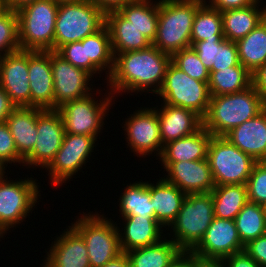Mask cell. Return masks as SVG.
Here are the masks:
<instances>
[{"mask_svg":"<svg viewBox=\"0 0 266 267\" xmlns=\"http://www.w3.org/2000/svg\"><path fill=\"white\" fill-rule=\"evenodd\" d=\"M170 63L171 56L154 45L119 53L114 57V68L105 87L115 99L123 94L141 96L144 92L155 97L162 87Z\"/></svg>","mask_w":266,"mask_h":267,"instance_id":"cell-1","label":"cell"},{"mask_svg":"<svg viewBox=\"0 0 266 267\" xmlns=\"http://www.w3.org/2000/svg\"><path fill=\"white\" fill-rule=\"evenodd\" d=\"M265 108L260 94L252 85L237 93L211 96L207 114L203 118V127L213 136H224Z\"/></svg>","mask_w":266,"mask_h":267,"instance_id":"cell-2","label":"cell"},{"mask_svg":"<svg viewBox=\"0 0 266 267\" xmlns=\"http://www.w3.org/2000/svg\"><path fill=\"white\" fill-rule=\"evenodd\" d=\"M200 4L182 0H158L157 34L152 45L171 57L191 47V31Z\"/></svg>","mask_w":266,"mask_h":267,"instance_id":"cell-3","label":"cell"},{"mask_svg":"<svg viewBox=\"0 0 266 267\" xmlns=\"http://www.w3.org/2000/svg\"><path fill=\"white\" fill-rule=\"evenodd\" d=\"M10 172L11 169L0 180V241L12 228L15 227V230L18 225L23 224L27 216L29 220L30 212L32 215V211L37 209L36 204L39 205L41 201L40 192H43L40 190L41 184L37 183L38 179L34 176L29 178L27 175L23 179L21 177L14 180L10 176L8 178Z\"/></svg>","mask_w":266,"mask_h":267,"instance_id":"cell-4","label":"cell"},{"mask_svg":"<svg viewBox=\"0 0 266 267\" xmlns=\"http://www.w3.org/2000/svg\"><path fill=\"white\" fill-rule=\"evenodd\" d=\"M98 87L86 97L68 101L57 109L64 122L65 134L89 135L96 139L101 137L105 118L109 117L108 113L116 100L108 89L104 93L102 87Z\"/></svg>","mask_w":266,"mask_h":267,"instance_id":"cell-5","label":"cell"},{"mask_svg":"<svg viewBox=\"0 0 266 267\" xmlns=\"http://www.w3.org/2000/svg\"><path fill=\"white\" fill-rule=\"evenodd\" d=\"M58 7L56 0H36L16 11L21 50L54 51Z\"/></svg>","mask_w":266,"mask_h":267,"instance_id":"cell-6","label":"cell"},{"mask_svg":"<svg viewBox=\"0 0 266 267\" xmlns=\"http://www.w3.org/2000/svg\"><path fill=\"white\" fill-rule=\"evenodd\" d=\"M214 217L211 192L187 194L166 235L182 251L190 252L203 238Z\"/></svg>","mask_w":266,"mask_h":267,"instance_id":"cell-7","label":"cell"},{"mask_svg":"<svg viewBox=\"0 0 266 267\" xmlns=\"http://www.w3.org/2000/svg\"><path fill=\"white\" fill-rule=\"evenodd\" d=\"M79 213L70 224L84 238L91 267H102L122 253L115 221L98 211Z\"/></svg>","mask_w":266,"mask_h":267,"instance_id":"cell-8","label":"cell"},{"mask_svg":"<svg viewBox=\"0 0 266 267\" xmlns=\"http://www.w3.org/2000/svg\"><path fill=\"white\" fill-rule=\"evenodd\" d=\"M105 25V13L90 0L59 2L55 24L54 51L82 41Z\"/></svg>","mask_w":266,"mask_h":267,"instance_id":"cell-9","label":"cell"},{"mask_svg":"<svg viewBox=\"0 0 266 267\" xmlns=\"http://www.w3.org/2000/svg\"><path fill=\"white\" fill-rule=\"evenodd\" d=\"M210 97L207 82L188 76L171 62L162 87L156 94L155 103L161 100L159 102L163 104L187 108L203 119L209 108Z\"/></svg>","mask_w":266,"mask_h":267,"instance_id":"cell-10","label":"cell"},{"mask_svg":"<svg viewBox=\"0 0 266 267\" xmlns=\"http://www.w3.org/2000/svg\"><path fill=\"white\" fill-rule=\"evenodd\" d=\"M207 159L215 186L246 185L257 161L223 136H212Z\"/></svg>","mask_w":266,"mask_h":267,"instance_id":"cell-11","label":"cell"},{"mask_svg":"<svg viewBox=\"0 0 266 267\" xmlns=\"http://www.w3.org/2000/svg\"><path fill=\"white\" fill-rule=\"evenodd\" d=\"M97 139L89 135L65 134L61 148L45 168L51 187L64 186L73 177L83 172L98 145ZM89 160V161H88ZM81 170V171H80ZM79 172V173H78Z\"/></svg>","mask_w":266,"mask_h":267,"instance_id":"cell-12","label":"cell"},{"mask_svg":"<svg viewBox=\"0 0 266 267\" xmlns=\"http://www.w3.org/2000/svg\"><path fill=\"white\" fill-rule=\"evenodd\" d=\"M148 106H140L133 113H127L122 128L126 146L134 156L145 159L154 153L152 156L158 157L156 158L158 160L164 148L160 136V124L156 107Z\"/></svg>","mask_w":266,"mask_h":267,"instance_id":"cell-13","label":"cell"},{"mask_svg":"<svg viewBox=\"0 0 266 267\" xmlns=\"http://www.w3.org/2000/svg\"><path fill=\"white\" fill-rule=\"evenodd\" d=\"M37 141L33 150L23 159L26 169L46 168L61 148L65 136L64 122L57 110L37 108Z\"/></svg>","mask_w":266,"mask_h":267,"instance_id":"cell-14","label":"cell"},{"mask_svg":"<svg viewBox=\"0 0 266 267\" xmlns=\"http://www.w3.org/2000/svg\"><path fill=\"white\" fill-rule=\"evenodd\" d=\"M51 67L54 85V110L68 101L86 97L97 89L96 84H94L95 79L93 81L94 77L90 73L73 66L56 51H51Z\"/></svg>","mask_w":266,"mask_h":267,"instance_id":"cell-15","label":"cell"},{"mask_svg":"<svg viewBox=\"0 0 266 267\" xmlns=\"http://www.w3.org/2000/svg\"><path fill=\"white\" fill-rule=\"evenodd\" d=\"M244 248L234 220L214 217L203 238L190 252L202 259L222 260Z\"/></svg>","mask_w":266,"mask_h":267,"instance_id":"cell-16","label":"cell"},{"mask_svg":"<svg viewBox=\"0 0 266 267\" xmlns=\"http://www.w3.org/2000/svg\"><path fill=\"white\" fill-rule=\"evenodd\" d=\"M160 165L164 168L163 178L185 194L210 193L215 188L208 159L161 162Z\"/></svg>","mask_w":266,"mask_h":267,"instance_id":"cell-17","label":"cell"},{"mask_svg":"<svg viewBox=\"0 0 266 267\" xmlns=\"http://www.w3.org/2000/svg\"><path fill=\"white\" fill-rule=\"evenodd\" d=\"M0 86L17 107H31L28 50H17L0 58Z\"/></svg>","mask_w":266,"mask_h":267,"instance_id":"cell-18","label":"cell"},{"mask_svg":"<svg viewBox=\"0 0 266 267\" xmlns=\"http://www.w3.org/2000/svg\"><path fill=\"white\" fill-rule=\"evenodd\" d=\"M69 225L45 249L46 257L40 267H91L84 238Z\"/></svg>","mask_w":266,"mask_h":267,"instance_id":"cell-19","label":"cell"},{"mask_svg":"<svg viewBox=\"0 0 266 267\" xmlns=\"http://www.w3.org/2000/svg\"><path fill=\"white\" fill-rule=\"evenodd\" d=\"M28 76L31 107L54 110L51 51L28 50Z\"/></svg>","mask_w":266,"mask_h":267,"instance_id":"cell-20","label":"cell"},{"mask_svg":"<svg viewBox=\"0 0 266 267\" xmlns=\"http://www.w3.org/2000/svg\"><path fill=\"white\" fill-rule=\"evenodd\" d=\"M119 219L122 224H116L122 252L156 244L166 237V229L152 217L134 215Z\"/></svg>","mask_w":266,"mask_h":267,"instance_id":"cell-21","label":"cell"},{"mask_svg":"<svg viewBox=\"0 0 266 267\" xmlns=\"http://www.w3.org/2000/svg\"><path fill=\"white\" fill-rule=\"evenodd\" d=\"M157 104L155 106L163 146L168 142L192 135L203 126V119L193 110L162 102Z\"/></svg>","mask_w":266,"mask_h":267,"instance_id":"cell-22","label":"cell"},{"mask_svg":"<svg viewBox=\"0 0 266 267\" xmlns=\"http://www.w3.org/2000/svg\"><path fill=\"white\" fill-rule=\"evenodd\" d=\"M223 137L257 162L266 161V108Z\"/></svg>","mask_w":266,"mask_h":267,"instance_id":"cell-23","label":"cell"},{"mask_svg":"<svg viewBox=\"0 0 266 267\" xmlns=\"http://www.w3.org/2000/svg\"><path fill=\"white\" fill-rule=\"evenodd\" d=\"M156 180L153 181L155 184L149 180L151 204L155 219L167 230L175 221L187 194L163 177Z\"/></svg>","mask_w":266,"mask_h":267,"instance_id":"cell-24","label":"cell"},{"mask_svg":"<svg viewBox=\"0 0 266 267\" xmlns=\"http://www.w3.org/2000/svg\"><path fill=\"white\" fill-rule=\"evenodd\" d=\"M263 2L265 1L257 0L254 4L244 8L222 11L224 38L237 42L255 29L266 18V2L265 4Z\"/></svg>","mask_w":266,"mask_h":267,"instance_id":"cell-25","label":"cell"},{"mask_svg":"<svg viewBox=\"0 0 266 267\" xmlns=\"http://www.w3.org/2000/svg\"><path fill=\"white\" fill-rule=\"evenodd\" d=\"M105 25L110 32L114 57L119 53L142 50L152 45L142 31L132 25L117 10L105 13Z\"/></svg>","mask_w":266,"mask_h":267,"instance_id":"cell-26","label":"cell"},{"mask_svg":"<svg viewBox=\"0 0 266 267\" xmlns=\"http://www.w3.org/2000/svg\"><path fill=\"white\" fill-rule=\"evenodd\" d=\"M212 134L203 126L192 135L164 145L160 162H186L207 159L208 145Z\"/></svg>","mask_w":266,"mask_h":267,"instance_id":"cell-27","label":"cell"},{"mask_svg":"<svg viewBox=\"0 0 266 267\" xmlns=\"http://www.w3.org/2000/svg\"><path fill=\"white\" fill-rule=\"evenodd\" d=\"M5 122L11 131L18 154L24 159L37 141V108L17 107Z\"/></svg>","mask_w":266,"mask_h":267,"instance_id":"cell-28","label":"cell"},{"mask_svg":"<svg viewBox=\"0 0 266 267\" xmlns=\"http://www.w3.org/2000/svg\"><path fill=\"white\" fill-rule=\"evenodd\" d=\"M183 251L167 236L156 244L126 252L130 267H169Z\"/></svg>","mask_w":266,"mask_h":267,"instance_id":"cell-29","label":"cell"},{"mask_svg":"<svg viewBox=\"0 0 266 267\" xmlns=\"http://www.w3.org/2000/svg\"><path fill=\"white\" fill-rule=\"evenodd\" d=\"M118 200L119 217L125 216H142L152 217L155 219L153 206L151 204V196L149 191V181H135L124 187L120 191Z\"/></svg>","mask_w":266,"mask_h":267,"instance_id":"cell-30","label":"cell"},{"mask_svg":"<svg viewBox=\"0 0 266 267\" xmlns=\"http://www.w3.org/2000/svg\"><path fill=\"white\" fill-rule=\"evenodd\" d=\"M117 11L153 43L157 34L158 0H135Z\"/></svg>","mask_w":266,"mask_h":267,"instance_id":"cell-31","label":"cell"},{"mask_svg":"<svg viewBox=\"0 0 266 267\" xmlns=\"http://www.w3.org/2000/svg\"><path fill=\"white\" fill-rule=\"evenodd\" d=\"M209 73L210 96L237 93L252 85V74L241 63L220 71H209Z\"/></svg>","mask_w":266,"mask_h":267,"instance_id":"cell-32","label":"cell"},{"mask_svg":"<svg viewBox=\"0 0 266 267\" xmlns=\"http://www.w3.org/2000/svg\"><path fill=\"white\" fill-rule=\"evenodd\" d=\"M236 44L240 63L252 74L266 62V18Z\"/></svg>","mask_w":266,"mask_h":267,"instance_id":"cell-33","label":"cell"},{"mask_svg":"<svg viewBox=\"0 0 266 267\" xmlns=\"http://www.w3.org/2000/svg\"><path fill=\"white\" fill-rule=\"evenodd\" d=\"M211 194L214 215L221 219L234 220L248 202L247 186L243 184L215 186Z\"/></svg>","mask_w":266,"mask_h":267,"instance_id":"cell-34","label":"cell"},{"mask_svg":"<svg viewBox=\"0 0 266 267\" xmlns=\"http://www.w3.org/2000/svg\"><path fill=\"white\" fill-rule=\"evenodd\" d=\"M238 235L245 246L266 234L265 206L248 201L234 219Z\"/></svg>","mask_w":266,"mask_h":267,"instance_id":"cell-35","label":"cell"},{"mask_svg":"<svg viewBox=\"0 0 266 267\" xmlns=\"http://www.w3.org/2000/svg\"><path fill=\"white\" fill-rule=\"evenodd\" d=\"M87 58L103 73H105L104 84L114 68V54L110 32L106 25L93 35L86 37ZM106 80V81H105Z\"/></svg>","mask_w":266,"mask_h":267,"instance_id":"cell-36","label":"cell"},{"mask_svg":"<svg viewBox=\"0 0 266 267\" xmlns=\"http://www.w3.org/2000/svg\"><path fill=\"white\" fill-rule=\"evenodd\" d=\"M221 12L210 5L197 8L191 31V45L204 40H223Z\"/></svg>","mask_w":266,"mask_h":267,"instance_id":"cell-37","label":"cell"},{"mask_svg":"<svg viewBox=\"0 0 266 267\" xmlns=\"http://www.w3.org/2000/svg\"><path fill=\"white\" fill-rule=\"evenodd\" d=\"M20 50L18 42V15L10 9L0 11V58Z\"/></svg>","mask_w":266,"mask_h":267,"instance_id":"cell-38","label":"cell"},{"mask_svg":"<svg viewBox=\"0 0 266 267\" xmlns=\"http://www.w3.org/2000/svg\"><path fill=\"white\" fill-rule=\"evenodd\" d=\"M56 52L73 66L84 69L93 77L96 76L94 79L102 77L101 80H103L105 75L87 58L86 38L82 41L65 44Z\"/></svg>","mask_w":266,"mask_h":267,"instance_id":"cell-39","label":"cell"},{"mask_svg":"<svg viewBox=\"0 0 266 267\" xmlns=\"http://www.w3.org/2000/svg\"><path fill=\"white\" fill-rule=\"evenodd\" d=\"M171 62L188 76L202 82H209V70L199 59L196 51L186 48L178 51L171 57Z\"/></svg>","mask_w":266,"mask_h":267,"instance_id":"cell-40","label":"cell"},{"mask_svg":"<svg viewBox=\"0 0 266 267\" xmlns=\"http://www.w3.org/2000/svg\"><path fill=\"white\" fill-rule=\"evenodd\" d=\"M246 186L248 201L266 206V161L255 164Z\"/></svg>","mask_w":266,"mask_h":267,"instance_id":"cell-41","label":"cell"},{"mask_svg":"<svg viewBox=\"0 0 266 267\" xmlns=\"http://www.w3.org/2000/svg\"><path fill=\"white\" fill-rule=\"evenodd\" d=\"M0 162L6 167L10 164L8 170L12 164L17 165L16 167L20 165L23 168V158L17 152L11 131L5 121L0 123Z\"/></svg>","mask_w":266,"mask_h":267,"instance_id":"cell-42","label":"cell"},{"mask_svg":"<svg viewBox=\"0 0 266 267\" xmlns=\"http://www.w3.org/2000/svg\"><path fill=\"white\" fill-rule=\"evenodd\" d=\"M239 64L240 61L236 42L224 38L219 44H216L215 61L210 71H220V69L237 66Z\"/></svg>","mask_w":266,"mask_h":267,"instance_id":"cell-43","label":"cell"},{"mask_svg":"<svg viewBox=\"0 0 266 267\" xmlns=\"http://www.w3.org/2000/svg\"><path fill=\"white\" fill-rule=\"evenodd\" d=\"M222 40H204L200 42H194L191 47L196 51L199 59L210 71L212 64L215 61L216 44Z\"/></svg>","mask_w":266,"mask_h":267,"instance_id":"cell-44","label":"cell"},{"mask_svg":"<svg viewBox=\"0 0 266 267\" xmlns=\"http://www.w3.org/2000/svg\"><path fill=\"white\" fill-rule=\"evenodd\" d=\"M244 251L261 267H266V234L250 241Z\"/></svg>","mask_w":266,"mask_h":267,"instance_id":"cell-45","label":"cell"},{"mask_svg":"<svg viewBox=\"0 0 266 267\" xmlns=\"http://www.w3.org/2000/svg\"><path fill=\"white\" fill-rule=\"evenodd\" d=\"M222 260L226 267H261L244 250Z\"/></svg>","mask_w":266,"mask_h":267,"instance_id":"cell-46","label":"cell"},{"mask_svg":"<svg viewBox=\"0 0 266 267\" xmlns=\"http://www.w3.org/2000/svg\"><path fill=\"white\" fill-rule=\"evenodd\" d=\"M252 86L260 94L263 102L266 105V62L257 68L251 75Z\"/></svg>","mask_w":266,"mask_h":267,"instance_id":"cell-47","label":"cell"},{"mask_svg":"<svg viewBox=\"0 0 266 267\" xmlns=\"http://www.w3.org/2000/svg\"><path fill=\"white\" fill-rule=\"evenodd\" d=\"M257 0H212L211 7L220 12L228 9L244 8L254 4Z\"/></svg>","mask_w":266,"mask_h":267,"instance_id":"cell-48","label":"cell"},{"mask_svg":"<svg viewBox=\"0 0 266 267\" xmlns=\"http://www.w3.org/2000/svg\"><path fill=\"white\" fill-rule=\"evenodd\" d=\"M17 108L6 91L0 86V123L7 120L8 116Z\"/></svg>","mask_w":266,"mask_h":267,"instance_id":"cell-49","label":"cell"},{"mask_svg":"<svg viewBox=\"0 0 266 267\" xmlns=\"http://www.w3.org/2000/svg\"><path fill=\"white\" fill-rule=\"evenodd\" d=\"M98 6L104 13L118 10L120 7L125 6L127 3L135 0H90Z\"/></svg>","mask_w":266,"mask_h":267,"instance_id":"cell-50","label":"cell"},{"mask_svg":"<svg viewBox=\"0 0 266 267\" xmlns=\"http://www.w3.org/2000/svg\"><path fill=\"white\" fill-rule=\"evenodd\" d=\"M169 267H197V256L183 251Z\"/></svg>","mask_w":266,"mask_h":267,"instance_id":"cell-51","label":"cell"},{"mask_svg":"<svg viewBox=\"0 0 266 267\" xmlns=\"http://www.w3.org/2000/svg\"><path fill=\"white\" fill-rule=\"evenodd\" d=\"M102 267H130L128 255L122 252Z\"/></svg>","mask_w":266,"mask_h":267,"instance_id":"cell-52","label":"cell"},{"mask_svg":"<svg viewBox=\"0 0 266 267\" xmlns=\"http://www.w3.org/2000/svg\"><path fill=\"white\" fill-rule=\"evenodd\" d=\"M34 1L36 0H2V4L5 9L17 11L21 7Z\"/></svg>","mask_w":266,"mask_h":267,"instance_id":"cell-53","label":"cell"},{"mask_svg":"<svg viewBox=\"0 0 266 267\" xmlns=\"http://www.w3.org/2000/svg\"><path fill=\"white\" fill-rule=\"evenodd\" d=\"M197 267H226L223 260L202 259L197 257Z\"/></svg>","mask_w":266,"mask_h":267,"instance_id":"cell-54","label":"cell"},{"mask_svg":"<svg viewBox=\"0 0 266 267\" xmlns=\"http://www.w3.org/2000/svg\"><path fill=\"white\" fill-rule=\"evenodd\" d=\"M182 1L197 3L200 5H209L212 2V0H182Z\"/></svg>","mask_w":266,"mask_h":267,"instance_id":"cell-55","label":"cell"},{"mask_svg":"<svg viewBox=\"0 0 266 267\" xmlns=\"http://www.w3.org/2000/svg\"><path fill=\"white\" fill-rule=\"evenodd\" d=\"M7 168L8 167H6L2 162H0V180L5 176L6 173H8Z\"/></svg>","mask_w":266,"mask_h":267,"instance_id":"cell-56","label":"cell"},{"mask_svg":"<svg viewBox=\"0 0 266 267\" xmlns=\"http://www.w3.org/2000/svg\"><path fill=\"white\" fill-rule=\"evenodd\" d=\"M57 2H72V1H83V0H56Z\"/></svg>","mask_w":266,"mask_h":267,"instance_id":"cell-57","label":"cell"},{"mask_svg":"<svg viewBox=\"0 0 266 267\" xmlns=\"http://www.w3.org/2000/svg\"><path fill=\"white\" fill-rule=\"evenodd\" d=\"M4 9L3 4H2V0H0V11H2Z\"/></svg>","mask_w":266,"mask_h":267,"instance_id":"cell-58","label":"cell"}]
</instances>
